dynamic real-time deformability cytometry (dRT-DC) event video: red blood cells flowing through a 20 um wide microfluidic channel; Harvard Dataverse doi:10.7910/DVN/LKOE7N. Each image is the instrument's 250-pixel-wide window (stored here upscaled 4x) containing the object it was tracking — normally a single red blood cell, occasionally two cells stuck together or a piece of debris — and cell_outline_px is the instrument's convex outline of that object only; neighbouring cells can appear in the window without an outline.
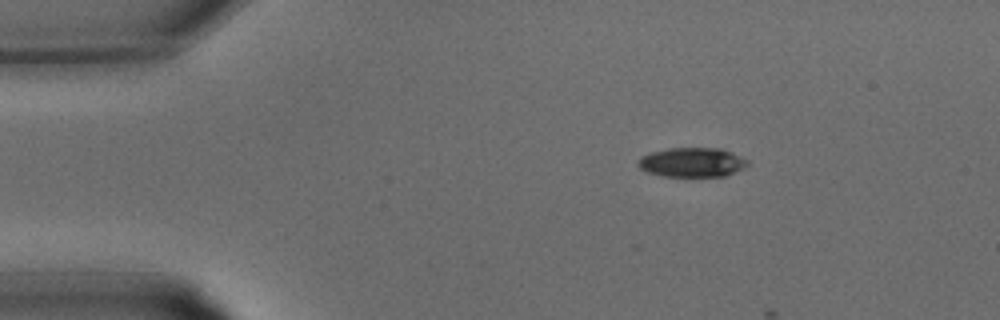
{"species": "common noctule bat (a hibernating species)", "species_latin": "Nyctalus noctula", "temperature_condition": "warm", "stored_images_in_passage": 2, "camera_frame_rate_fps": 3000, "um_per_image_px": 0.085, "animal": {"sex": "male", "body_mass_g": 15.6}, "frame": {"image": 1, "passage_image": 1, "time_ms": 0.0, "image_size_px": [1000, 320], "cell_outline_px": [[748, 164], [744, 168], [724, 176], [664, 176], [648, 172], [640, 168], [636, 164], [640, 156], [652, 152], [672, 148], [720, 148], [740, 156], [748, 160]], "centroid_in_image_um": [58.81, 13.79], "position_along_channel_um": 26.2, "area_um2": 18.61}}